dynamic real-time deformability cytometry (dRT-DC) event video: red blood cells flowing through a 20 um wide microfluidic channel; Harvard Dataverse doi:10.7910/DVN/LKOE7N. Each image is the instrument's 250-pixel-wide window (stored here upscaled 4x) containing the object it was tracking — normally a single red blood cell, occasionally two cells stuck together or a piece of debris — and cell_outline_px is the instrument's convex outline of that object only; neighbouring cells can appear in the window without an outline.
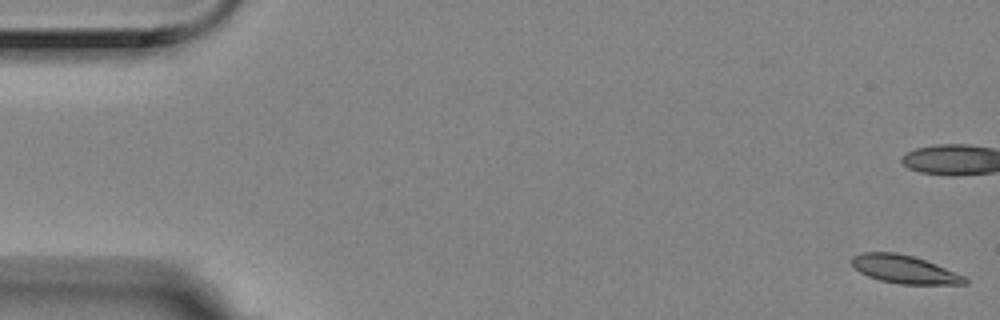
{"species": "Egyptian fruit bat (a non-hibernating species)", "species_latin": "Rousettus aegyptiacus", "temperature_condition": "room temperature", "stored_images_in_passage": 8, "camera_frame_rate_fps": 3000, "um_per_image_px": 0.085, "animal": {"sex": "female"}, "frame": {"image": 1, "passage_image": 1, "time_ms": 0.0, "image_size_px": [1000, 320], "cell_outline_px": [[968, 284], [900, 284], [880, 280], [868, 276], [860, 272], [852, 264], [852, 256], [864, 252], [896, 252], [912, 256], [936, 264], [964, 276], [968, 280]], "centroid_in_image_um": [76.87, 22.89], "position_along_channel_um": 8.1, "area_um2": 18.32}}